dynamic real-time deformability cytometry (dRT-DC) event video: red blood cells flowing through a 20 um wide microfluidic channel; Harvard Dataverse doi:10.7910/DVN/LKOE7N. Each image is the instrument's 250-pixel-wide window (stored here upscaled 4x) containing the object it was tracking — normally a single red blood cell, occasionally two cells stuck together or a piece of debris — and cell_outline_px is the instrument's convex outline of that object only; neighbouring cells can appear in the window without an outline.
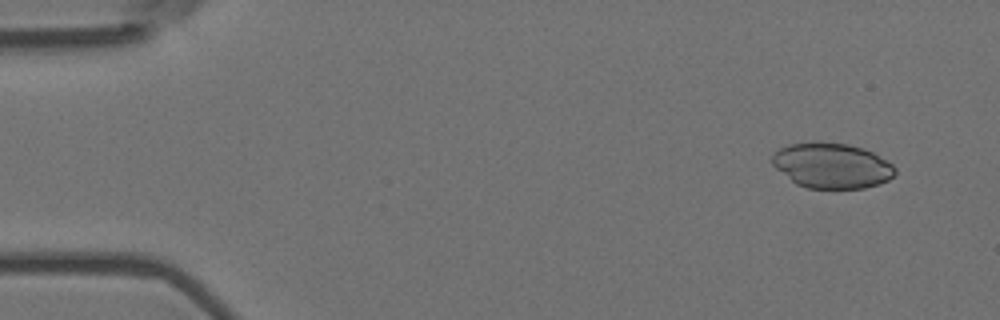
{"species": "Egyptian fruit bat (a non-hibernating species)", "species_latin": "Rousettus aegyptiacus", "temperature_condition": "room temperature", "stored_images_in_passage": 3, "camera_frame_rate_fps": 3000, "um_per_image_px": 0.085, "animal": {"sex": "female"}, "frame": {"image": 1, "passage_image": 3, "time_ms": 0.667, "image_size_px": [1000, 320], "cell_outline_px": [[896, 172], [888, 180], [880, 184], [864, 188], [808, 188], [796, 184], [776, 168], [772, 164], [772, 156], [780, 148], [788, 144], [848, 144], [872, 152], [892, 164], [896, 168]], "centroid_in_image_um": [70.72, 14.11], "position_along_channel_um": 14.3, "area_um2": 31.67}}